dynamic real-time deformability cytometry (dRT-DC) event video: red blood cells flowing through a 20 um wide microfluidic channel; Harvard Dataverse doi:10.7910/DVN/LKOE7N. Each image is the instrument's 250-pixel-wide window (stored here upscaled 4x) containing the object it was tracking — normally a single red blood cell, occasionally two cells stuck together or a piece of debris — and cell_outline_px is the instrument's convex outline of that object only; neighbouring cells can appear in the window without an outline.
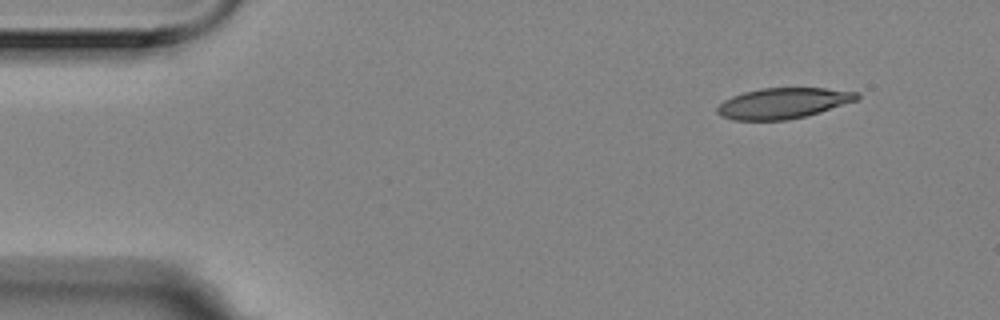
{"species": "Egyptian fruit bat (a non-hibernating species)", "species_latin": "Rousettus aegyptiacus", "temperature_condition": "room temperature", "stored_images_in_passage": 4, "camera_frame_rate_fps": 3000, "um_per_image_px": 0.085, "animal": {"sex": "female"}, "frame": {"image": 1, "passage_image": 1, "time_ms": 0.0, "image_size_px": [1000, 320], "cell_outline_px": [[860, 96], [856, 100], [820, 112], [788, 120], [732, 120], [720, 116], [716, 112], [716, 108], [724, 100], [732, 96], [744, 92], [760, 88], [824, 88], [856, 92]], "centroid_in_image_um": [66.51, 8.78], "position_along_channel_um": 18.5, "area_um2": 24.85}}
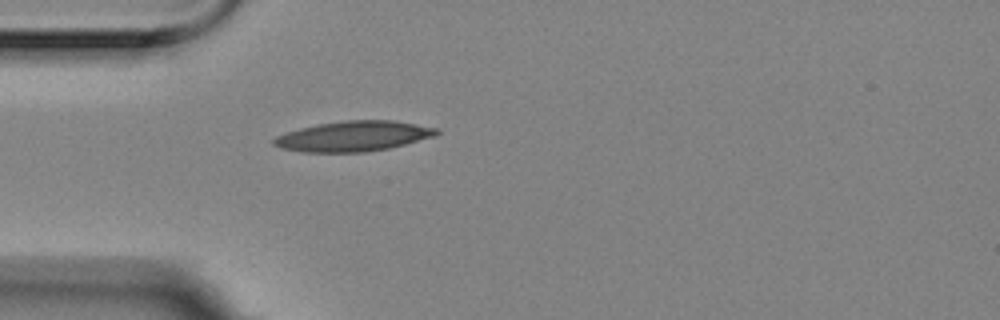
{"frame": {"image": 2, "passage_image": 4, "time_ms": 1.0, "image_size_px": [1000, 320], "cell_outline_px": [[440, 132], [436, 136], [388, 148], [364, 152], [304, 152], [280, 148], [272, 144], [272, 140], [276, 136], [300, 128], [316, 124], [344, 120], [396, 120], [440, 128]], "centroid_in_image_um": [30.07, 11.56], "position_along_channel_um": 54.9, "area_um2": 28.84}}